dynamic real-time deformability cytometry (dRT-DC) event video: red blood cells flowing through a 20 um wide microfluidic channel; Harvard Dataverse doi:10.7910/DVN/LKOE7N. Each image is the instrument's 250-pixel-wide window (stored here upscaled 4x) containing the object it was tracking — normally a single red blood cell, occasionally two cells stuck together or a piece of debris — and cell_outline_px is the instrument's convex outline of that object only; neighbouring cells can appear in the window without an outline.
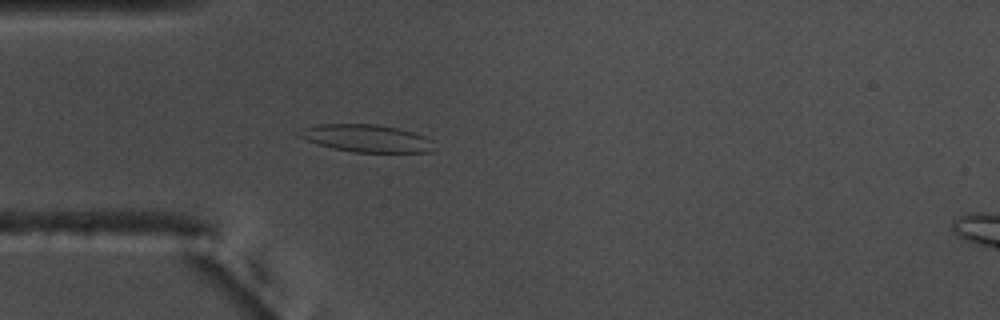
{"species": "common noctule bat (a hibernating species)", "species_latin": "Nyctalus noctula", "temperature_condition": "warm", "stored_images_in_passage": 55, "camera_frame_rate_fps": 3000, "um_per_image_px": 0.085, "animal": {"sex": "male", "body_mass_g": 17.5, "forearm_length_mm": 52.3}, "frame": {"image": 1, "passage_image": 16, "time_ms": 5.0, "image_size_px": [1000, 320], "cell_outline_px": [[432, 152], [352, 152], [332, 148], [296, 136], [296, 132], [300, 128], [316, 124], [376, 124], [396, 128], [412, 132], [424, 136], [432, 140]], "centroid_in_image_um": [31.09, 11.75], "position_along_channel_um": 53.9, "area_um2": 21.56}}
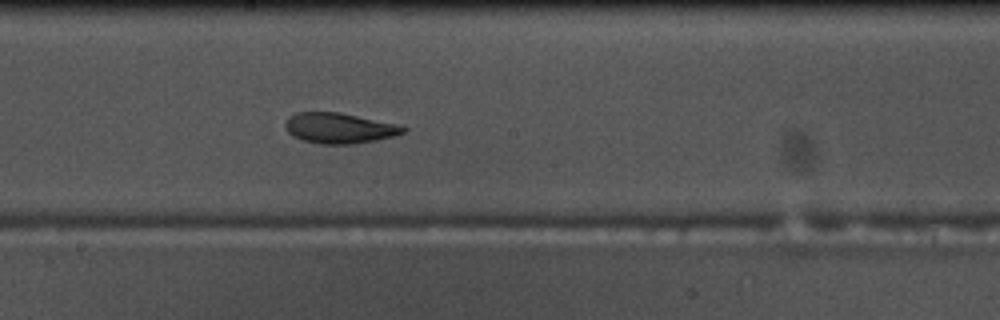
{"frame": {"image": 2, "passage_image": 30, "time_ms": 9.667, "image_size_px": [1000, 320], "cell_outline_px": [[408, 128], [404, 132], [392, 136], [376, 140], [352, 144], [320, 144], [304, 140], [292, 136], [284, 128], [284, 124], [288, 116], [296, 112], [336, 112], [396, 124]], "centroid_in_image_um": [28.77, 10.89], "position_along_channel_um": 219.4, "area_um2": 20.75}}
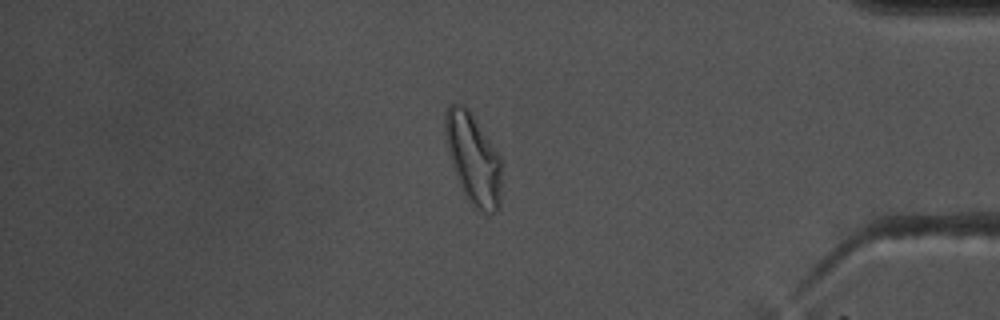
{"frame": {"image": 3, "passage_image": 47, "time_ms": 15.333, "image_size_px": [1000, 320], "cell_outline_px": [[500, 208], [496, 212], [484, 212], [476, 208], [472, 204], [464, 192], [460, 184], [448, 148], [444, 132], [444, 112], [448, 104], [464, 104], [468, 108], [500, 156]], "centroid_in_image_um": [40.22, 13.44], "position_along_channel_um": 395.0, "area_um2": 29.13}, "authors_computed_cell_mechanics": {"area_um2": 22.542, "velocity_mm_per_s": 3.686, "shape_relaxation_time_tau1_ms": 11.2534, "shape_relaxation_time_tau2_ms": 2.7448, "deformation_change_tau1": 0.2449, "deformation_change_tau2": 0.0904}}